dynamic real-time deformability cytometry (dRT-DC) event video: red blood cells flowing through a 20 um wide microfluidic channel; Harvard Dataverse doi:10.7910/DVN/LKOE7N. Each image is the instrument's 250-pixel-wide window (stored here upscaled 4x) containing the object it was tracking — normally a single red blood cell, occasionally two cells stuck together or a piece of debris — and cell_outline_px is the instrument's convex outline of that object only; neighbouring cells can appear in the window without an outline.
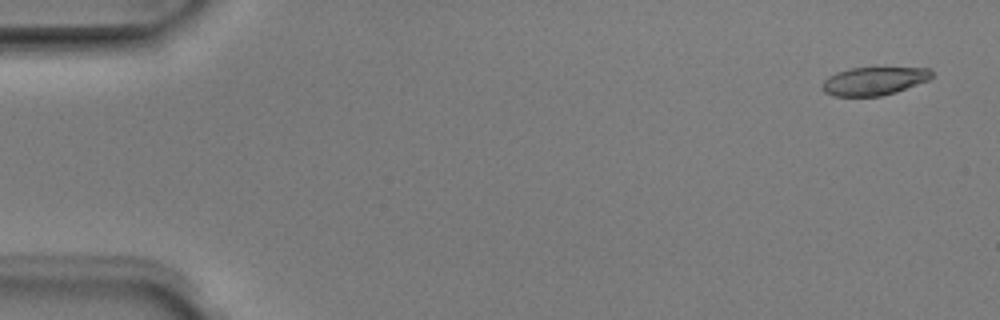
{"species": "Egyptian fruit bat (a non-hibernating species)", "species_latin": "Rousettus aegyptiacus", "temperature_condition": "room temperature", "stored_images_in_passage": 8, "camera_frame_rate_fps": 3000, "um_per_image_px": 0.085, "animal": {"sex": "male"}, "frame": {"image": 1, "passage_image": 1, "time_ms": 0.0, "image_size_px": [1000, 320], "cell_outline_px": [[932, 76], [928, 80], [896, 92], [880, 96], [832, 96], [824, 92], [820, 88], [824, 80], [828, 76], [836, 72], [852, 68], [928, 68], [932, 72]], "centroid_in_image_um": [74.24, 6.9], "position_along_channel_um": 10.8, "area_um2": 17.92}}
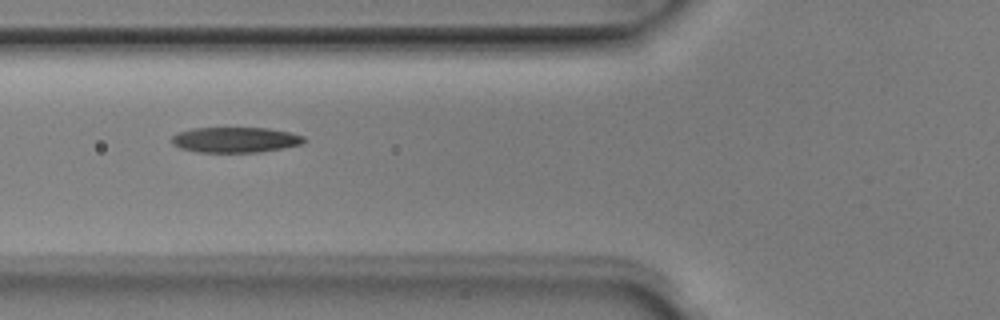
{"frame": {"image": 2, "passage_image": 5, "time_ms": 1.333, "image_size_px": [1000, 320], "cell_outline_px": [[304, 144], [284, 148], [260, 152], [196, 152], [180, 148], [172, 144], [172, 136], [180, 132], [192, 128], [268, 128], [288, 132], [304, 136]], "centroid_in_image_um": [20.01, 11.89], "position_along_channel_um": 105.8, "area_um2": 19.59}}
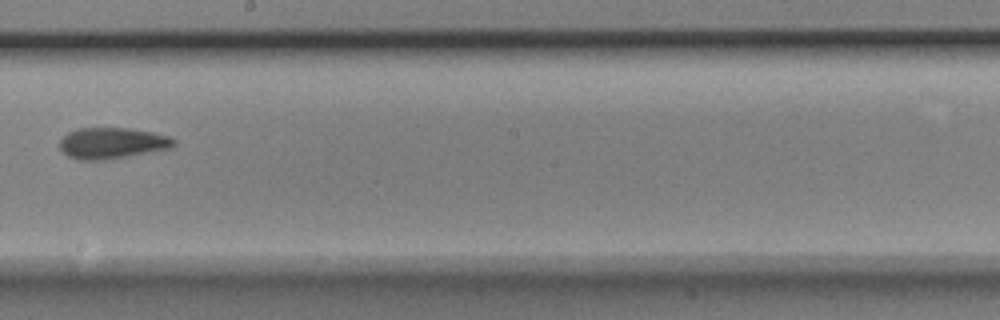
{"frame": {"image": 3, "passage_image": 8, "time_ms": 2.333, "image_size_px": [1000, 320], "cell_outline_px": [[176, 144], [172, 148], [108, 160], [76, 160], [68, 156], [60, 148], [60, 140], [68, 132], [80, 128], [128, 128], [152, 132], [172, 136], [176, 140]], "centroid_in_image_um": [9.57, 12.17], "position_along_channel_um": 238.6, "area_um2": 20.92}}